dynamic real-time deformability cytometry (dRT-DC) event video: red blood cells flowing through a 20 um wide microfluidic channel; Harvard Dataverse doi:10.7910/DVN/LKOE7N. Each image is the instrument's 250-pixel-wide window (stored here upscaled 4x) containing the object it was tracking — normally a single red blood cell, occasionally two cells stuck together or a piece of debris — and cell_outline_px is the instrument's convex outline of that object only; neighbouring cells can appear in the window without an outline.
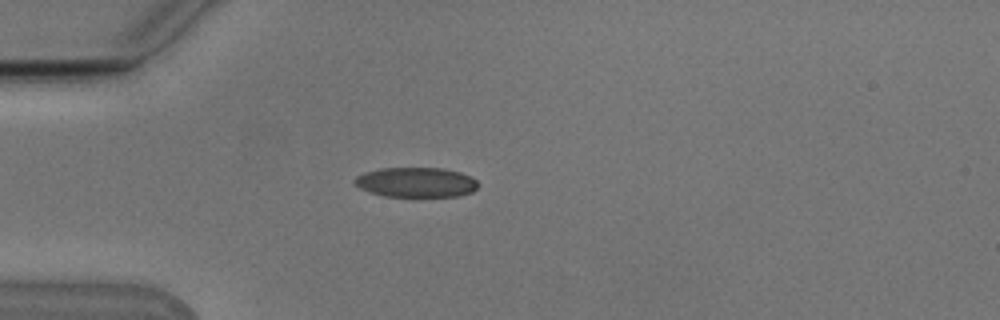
{"species": "Egyptian fruit bat (a non-hibernating species)", "species_latin": "Rousettus aegyptiacus", "temperature_condition": "cold", "stored_images_in_passage": 38, "camera_frame_rate_fps": 3000, "um_per_image_px": 0.085, "animal": {"sex": "male"}, "frame": {"image": 1, "passage_image": 1, "time_ms": 0.0, "image_size_px": [1000, 320], "cell_outline_px": [[480, 184], [472, 192], [460, 196], [384, 196], [368, 192], [360, 188], [352, 180], [356, 176], [364, 172], [380, 168], [444, 168], [460, 172], [472, 176]], "centroid_in_image_um": [35.38, 15.49], "position_along_channel_um": 49.6, "area_um2": 21.68}}
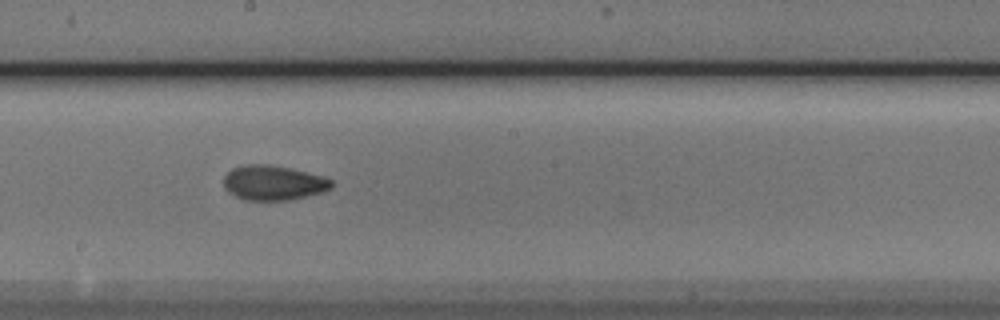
{"frame": {"image": 2, "passage_image": 16, "time_ms": 5.0, "image_size_px": [1000, 320], "cell_outline_px": [[332, 188], [320, 192], [288, 200], [244, 200], [228, 192], [224, 188], [224, 176], [232, 168], [244, 164], [268, 164], [288, 168], [320, 176], [332, 180]], "centroid_in_image_um": [23.17, 15.53], "position_along_channel_um": 225.0, "area_um2": 21.56}}
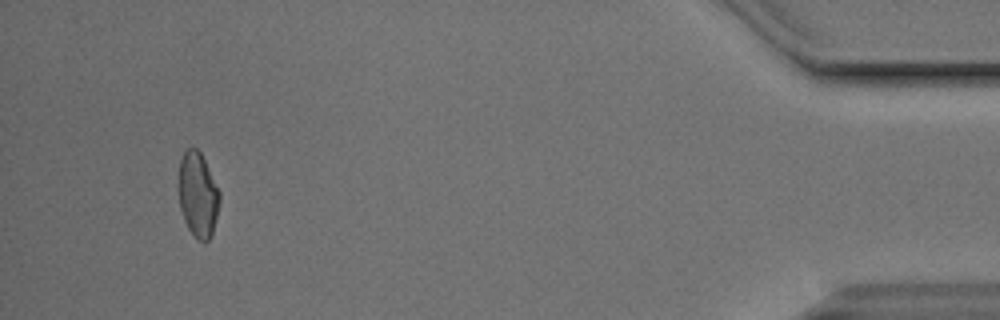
{"frame": {"image": 3, "passage_image": 37, "time_ms": 12.0, "image_size_px": [1000, 320], "cell_outline_px": [[220, 200], [212, 232], [208, 240], [204, 244], [188, 228], [184, 220], [180, 208], [180, 160], [184, 152], [188, 148], [196, 148], [200, 152], [220, 192]], "centroid_in_image_um": [16.83, 16.55], "position_along_channel_um": 418.4, "area_um2": 19.65}}